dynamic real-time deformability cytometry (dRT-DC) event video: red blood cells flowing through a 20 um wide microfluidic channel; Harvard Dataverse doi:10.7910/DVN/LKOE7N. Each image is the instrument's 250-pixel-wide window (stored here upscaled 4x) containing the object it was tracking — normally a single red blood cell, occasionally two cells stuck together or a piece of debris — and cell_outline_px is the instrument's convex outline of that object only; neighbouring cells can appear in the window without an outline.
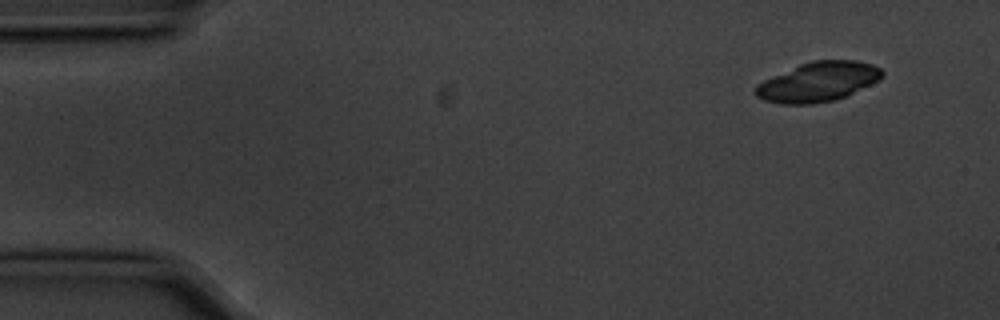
{"species": "common noctule bat (a hibernating species)", "species_latin": "Nyctalus noctula", "temperature_condition": "cold", "stored_images_in_passage": 6, "segment_of_instrument_passage": [1, 2], "camera_frame_rate_fps": 3000, "um_per_image_px": 0.085, "animal": {"sex": "male", "body_mass_g": 20.1, "forearm_length_mm": 53.5}, "frame": {"image": 1, "passage_image": 1, "time_ms": 0.0, "image_size_px": [1000, 320], "cell_outline_px": [[884, 76], [880, 80], [848, 96], [832, 100], [812, 104], [780, 104], [764, 100], [756, 96], [752, 92], [756, 84], [764, 80], [800, 64], [812, 60], [856, 60], [872, 64], [880, 68], [884, 72]], "centroid_in_image_um": [69.55, 6.96], "position_along_channel_um": 15.5, "area_um2": 29.42}}